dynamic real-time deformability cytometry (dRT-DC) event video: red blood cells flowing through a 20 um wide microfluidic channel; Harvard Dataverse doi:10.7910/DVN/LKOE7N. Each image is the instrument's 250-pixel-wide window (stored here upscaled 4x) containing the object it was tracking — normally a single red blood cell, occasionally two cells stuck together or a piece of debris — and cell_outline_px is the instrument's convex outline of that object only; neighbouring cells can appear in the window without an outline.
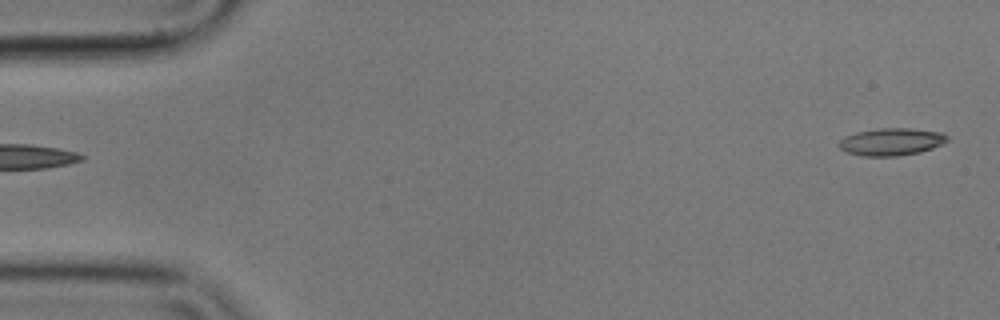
{"species": "common noctule bat (a hibernating species)", "species_latin": "Nyctalus noctula", "temperature_condition": "cold", "stored_images_in_passage": 5, "segment_of_instrument_passage": [2, 2], "camera_frame_rate_fps": 3000, "um_per_image_px": 0.085, "animal": {"sex": "male", "body_mass_g": 17.9}, "frame": {"image": 1, "passage_image": 5, "time_ms": 1.333, "image_size_px": [1000, 320], "cell_outline_px": [[948, 140], [944, 144], [920, 152], [900, 156], [860, 156], [848, 152], [840, 148], [840, 140], [844, 136], [856, 132], [880, 128], [912, 128], [944, 132], [948, 136]], "centroid_in_image_um": [75.82, 12.04], "position_along_channel_um": 9.2, "area_um2": 17.46}}